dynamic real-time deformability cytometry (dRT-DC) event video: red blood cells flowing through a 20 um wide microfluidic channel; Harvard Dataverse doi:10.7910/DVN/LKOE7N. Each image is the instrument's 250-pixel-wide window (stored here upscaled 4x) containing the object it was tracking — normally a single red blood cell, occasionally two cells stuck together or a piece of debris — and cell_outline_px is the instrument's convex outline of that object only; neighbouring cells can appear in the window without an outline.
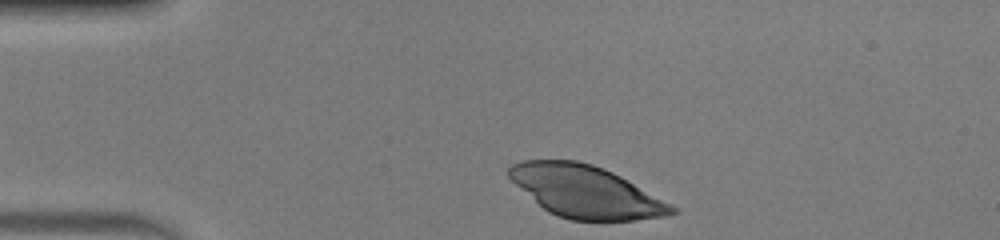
{"species": "human", "species_latin": "Homo sapiens", "temperature_condition": "warm", "stored_images_in_passage": 33, "camera_frame_rate_fps": 3000, "um_per_image_px": 0.085, "donor": {"sex": "male"}, "frame": {"image": 1, "passage_image": 1, "time_ms": 0.0, "image_size_px": [1000, 240], "cell_outline_px": [[680, 212], [664, 216], [636, 220], [572, 220], [556, 216], [548, 212], [516, 184], [508, 176], [508, 168], [512, 164], [520, 160], [576, 160], [592, 164], [612, 172], [620, 176], [676, 208]], "centroid_in_image_um": [49.76, 16.28], "position_along_channel_um": 35.2, "area_um2": 48.61}}